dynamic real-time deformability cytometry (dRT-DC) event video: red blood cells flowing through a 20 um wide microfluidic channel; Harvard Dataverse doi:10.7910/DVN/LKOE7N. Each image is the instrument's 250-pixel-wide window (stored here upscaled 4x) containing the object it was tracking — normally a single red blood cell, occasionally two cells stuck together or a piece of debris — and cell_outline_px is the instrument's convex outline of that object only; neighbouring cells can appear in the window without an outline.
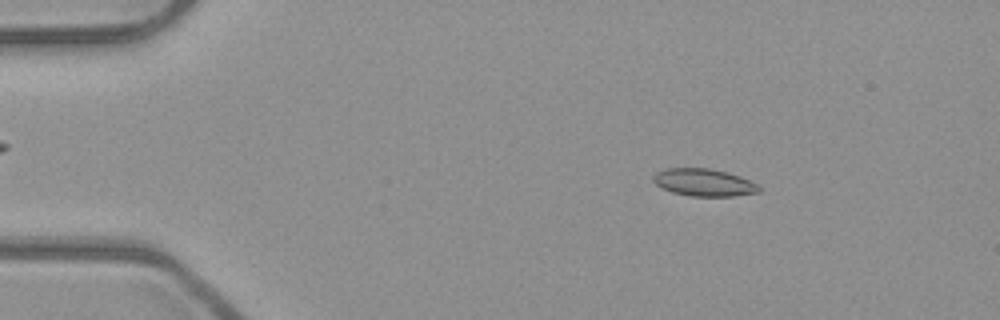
{"species": "common noctule bat (a hibernating species)", "species_latin": "Nyctalus noctula", "temperature_condition": "room temperature", "stored_images_in_passage": 52, "camera_frame_rate_fps": 3000, "um_per_image_px": 0.085, "animal": {"sex": "male", "body_mass_g": 23.1, "forearm_length_mm": 52.7}, "frame": {"image": 1, "passage_image": 8, "time_ms": 2.333, "image_size_px": [1000, 320], "cell_outline_px": [[760, 192], [736, 196], [692, 196], [672, 192], [660, 188], [652, 180], [652, 176], [656, 172], [664, 168], [708, 168], [728, 172], [740, 176], [756, 184], [760, 188]], "centroid_in_image_um": [59.79, 15.5], "position_along_channel_um": 25.2, "area_um2": 16.99}}
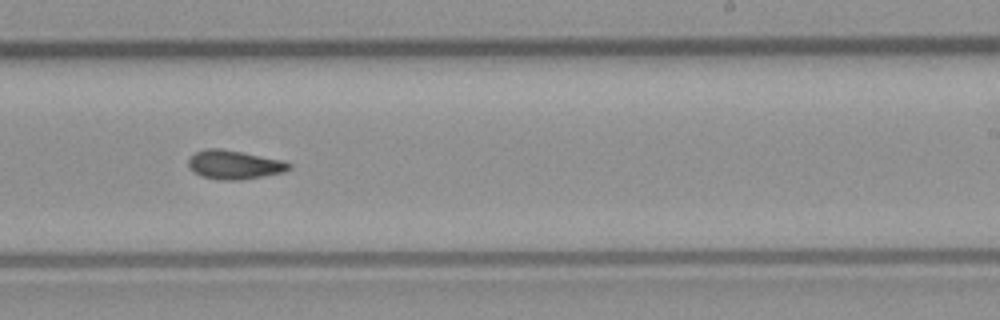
{"frame": {"image": 2, "passage_image": 32, "time_ms": 10.333, "image_size_px": [1000, 320], "cell_outline_px": [[292, 168], [284, 172], [240, 180], [220, 180], [200, 176], [188, 164], [188, 160], [196, 152], [208, 148], [220, 148], [284, 160], [292, 164]], "centroid_in_image_um": [19.96, 14.0], "position_along_channel_um": 269.0, "area_um2": 16.82}}
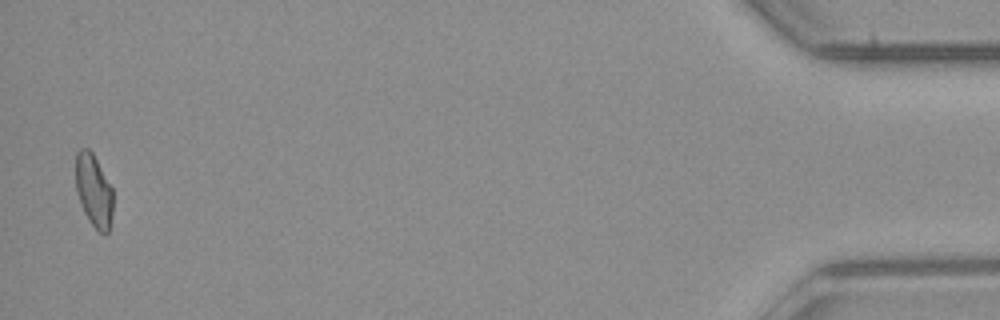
{"frame": {"image": 3, "passage_image": 51, "time_ms": 16.667, "image_size_px": [1000, 320], "cell_outline_px": [[112, 212], [108, 232], [104, 236], [88, 220], [84, 212], [76, 192], [76, 152], [80, 148], [88, 148], [92, 152], [112, 188]], "centroid_in_image_um": [7.95, 16.2], "position_along_channel_um": 427.2, "area_um2": 15.66}, "authors_computed_cell_mechanics": {"area_um2": 16.6464, "velocity_mm_per_s": 3.98, "shape_relaxation_time_tau1_ms": null, "shape_relaxation_time_tau2_ms": 5.6595, "deformation_change_tau1": null, "deformation_change_tau2": 0.1145}}